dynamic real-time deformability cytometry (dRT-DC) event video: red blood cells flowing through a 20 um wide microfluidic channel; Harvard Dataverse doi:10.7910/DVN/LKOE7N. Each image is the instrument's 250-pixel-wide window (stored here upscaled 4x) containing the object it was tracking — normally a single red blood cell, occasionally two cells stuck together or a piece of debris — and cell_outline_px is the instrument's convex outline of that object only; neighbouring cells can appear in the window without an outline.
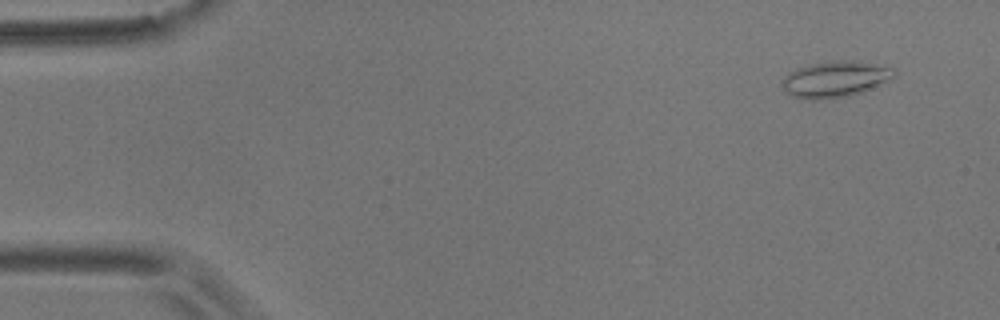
{"species": "common noctule bat (a hibernating species)", "species_latin": "Nyctalus noctula", "temperature_condition": "room temperature", "stored_images_in_passage": 9, "camera_frame_rate_fps": 3000, "um_per_image_px": 0.085, "animal": {"sex": "male", "body_mass_g": 17.9}, "frame": {"image": 1, "passage_image": 1, "time_ms": 0.0, "image_size_px": [1000, 320], "cell_outline_px": [[896, 76], [864, 92], [848, 96], [816, 100], [812, 100], [792, 96], [784, 92], [784, 76], [788, 72], [808, 64], [832, 60], [852, 60], [896, 68]], "centroid_in_image_um": [71.01, 6.72], "position_along_channel_um": 14.0, "area_um2": 23.7}}
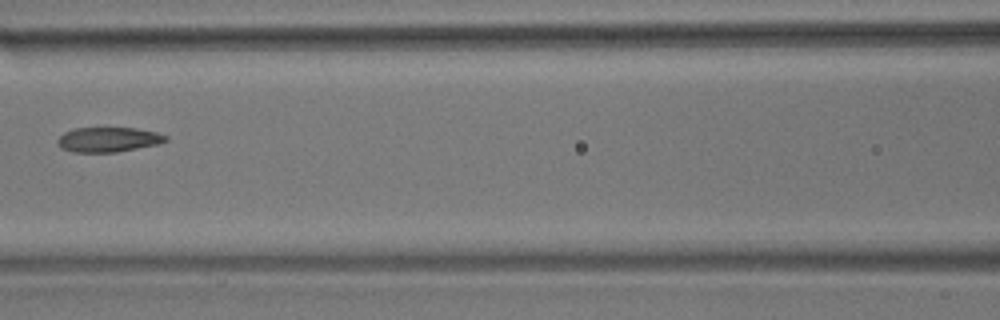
{"frame": {"image": 2, "passage_image": 7, "time_ms": 7.0, "image_size_px": [1000, 320], "cell_outline_px": [[168, 140], [160, 144], [116, 152], [72, 152], [60, 148], [56, 140], [64, 132], [72, 128], [136, 128], [156, 132], [168, 136]], "centroid_in_image_um": [9.2, 11.86], "position_along_channel_um": 157.4, "area_um2": 15.78}}
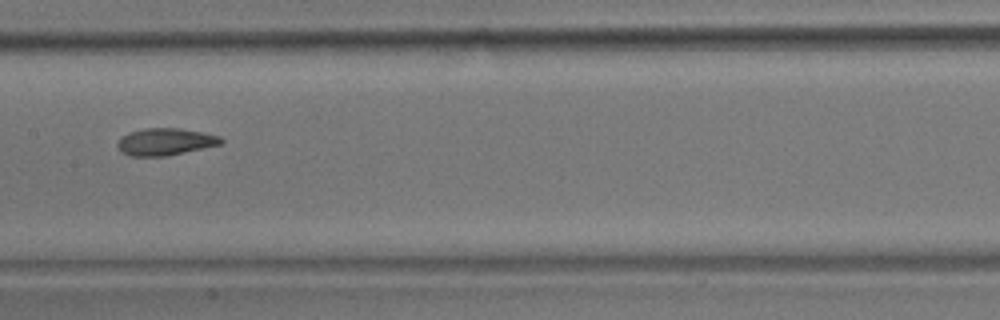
{"frame": {"image": 3, "passage_image": 8, "time_ms": 8.0, "image_size_px": [1000, 320], "cell_outline_px": [[224, 140], [220, 144], [168, 156], [132, 156], [120, 152], [116, 144], [128, 132], [144, 128], [180, 128], [204, 132], [220, 136]], "centroid_in_image_um": [14.05, 12.04], "position_along_channel_um": 193.4, "area_um2": 16.36}}